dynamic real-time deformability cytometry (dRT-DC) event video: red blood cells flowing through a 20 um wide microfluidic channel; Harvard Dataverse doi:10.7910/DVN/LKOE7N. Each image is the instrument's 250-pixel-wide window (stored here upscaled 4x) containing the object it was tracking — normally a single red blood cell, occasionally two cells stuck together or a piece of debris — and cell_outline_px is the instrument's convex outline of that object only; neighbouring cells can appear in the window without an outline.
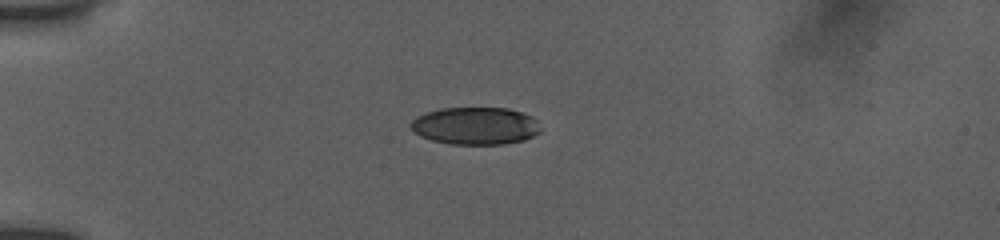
{"species": "human", "species_latin": "Homo sapiens", "temperature_condition": "room temperature", "stored_images_in_passage": 13, "camera_frame_rate_fps": 3000, "um_per_image_px": 0.085, "donor": {"sex": "female"}, "frame": {"image": 1, "passage_image": 1, "time_ms": 0.0, "image_size_px": [1000, 240], "cell_outline_px": [[540, 132], [524, 140], [504, 144], [448, 144], [432, 140], [420, 136], [412, 132], [408, 124], [412, 120], [428, 112], [440, 108], [508, 108], [532, 116], [536, 120], [540, 128]], "centroid_in_image_um": [40.39, 10.7], "position_along_channel_um": 44.6, "area_um2": 28.38}}
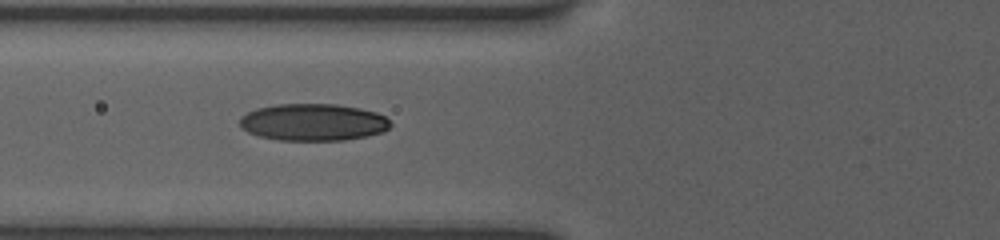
{"frame": {"image": 2, "passage_image": 8, "time_ms": 2.333, "image_size_px": [1000, 240], "cell_outline_px": [[392, 124], [384, 132], [344, 140], [280, 140], [260, 136], [248, 132], [240, 128], [240, 116], [256, 108], [276, 104], [336, 104], [360, 108], [376, 112], [384, 116]], "centroid_in_image_um": [26.6, 10.38], "position_along_channel_um": 99.2, "area_um2": 32.54}}
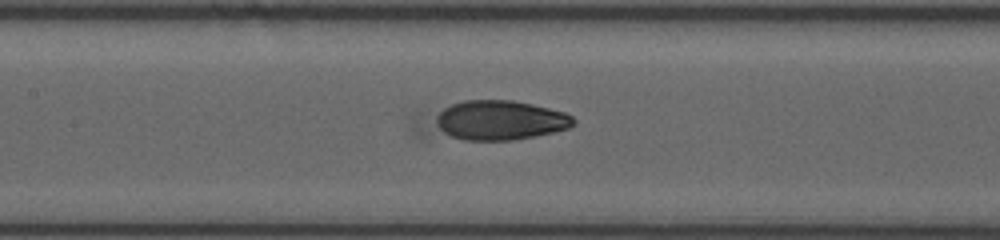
{"frame": {"image": 3, "passage_image": 13, "time_ms": 4.0, "image_size_px": [1000, 240], "cell_outline_px": [[576, 124], [568, 128], [536, 136], [512, 140], [424, 140], [416, 136], [412, 132], [412, 128], [444, 108], [452, 104], [464, 100], [512, 100], [532, 104], [564, 112], [572, 116], [576, 120]], "centroid_in_image_um": [41.82, 10.32], "position_along_channel_um": 165.6, "area_um2": 35.95}}